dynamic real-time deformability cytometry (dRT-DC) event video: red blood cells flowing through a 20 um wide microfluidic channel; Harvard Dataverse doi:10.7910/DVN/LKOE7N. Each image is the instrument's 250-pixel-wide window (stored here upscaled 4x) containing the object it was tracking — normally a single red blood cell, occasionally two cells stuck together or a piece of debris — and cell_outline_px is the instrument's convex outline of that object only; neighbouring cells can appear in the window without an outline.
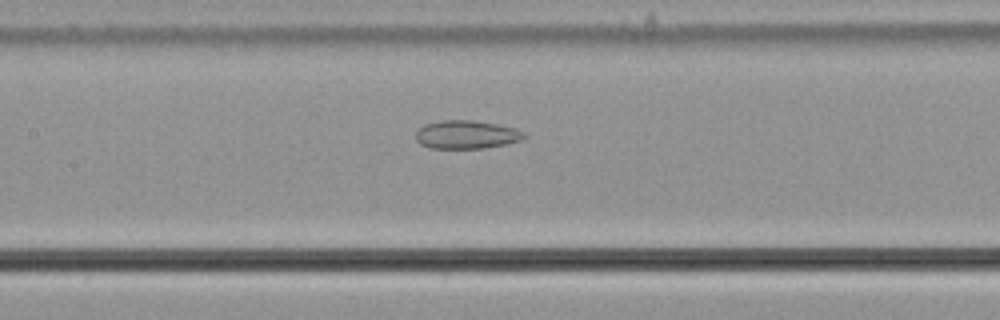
{"species": "common noctule bat (a hibernating species)", "species_latin": "Nyctalus noctula", "temperature_condition": "cold", "stored_images_in_passage": 45, "camera_frame_rate_fps": 3000, "um_per_image_px": 0.085, "animal": {"sex": "male", "body_mass_g": 21.5, "forearm_length_mm": 52.0}, "frame": {"image": 1, "passage_image": 20, "time_ms": 6.333, "image_size_px": [1000, 320], "cell_outline_px": [[528, 136], [524, 140], [484, 148], [432, 148], [420, 144], [416, 140], [416, 132], [424, 124], [440, 120], [472, 120], [496, 124], [516, 128], [524, 132]], "centroid_in_image_um": [39.67, 11.43], "position_along_channel_um": 167.7, "area_um2": 17.98}}
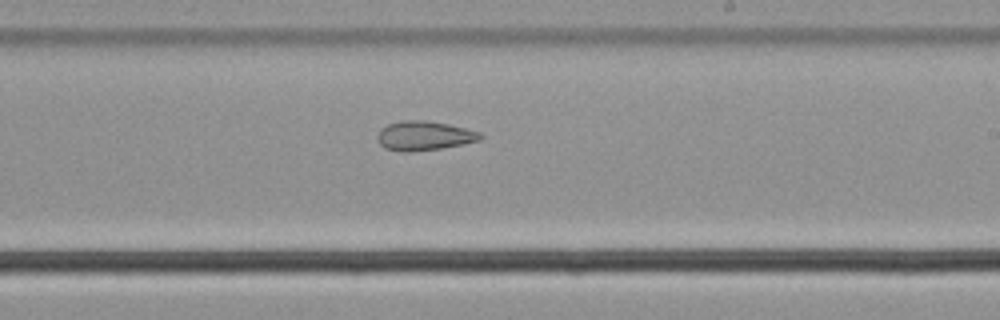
{"frame": {"image": 2, "passage_image": 27, "time_ms": 8.667, "image_size_px": [1000, 320], "cell_outline_px": [[484, 136], [480, 140], [464, 144], [440, 148], [408, 152], [404, 152], [384, 148], [376, 140], [376, 136], [380, 128], [388, 124], [404, 120], [424, 120], [448, 124], [480, 132]], "centroid_in_image_um": [36.02, 11.54], "position_along_channel_um": 253.0, "area_um2": 17.63}}
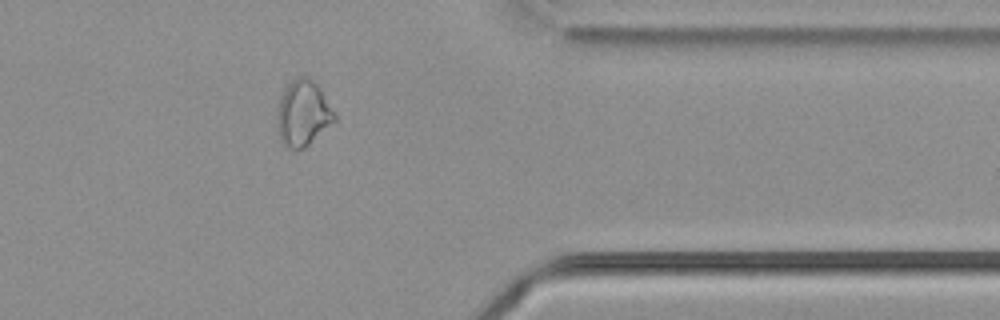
{"frame": {"image": 3, "passage_image": 39, "time_ms": 12.667, "image_size_px": [1000, 320], "cell_outline_px": [[336, 120], [304, 148], [296, 152], [284, 148], [280, 140], [276, 124], [276, 116], [280, 96], [284, 88], [296, 76], [308, 76], [320, 88], [336, 112]], "centroid_in_image_um": [25.73, 9.65], "position_along_channel_um": 385.7, "area_um2": 22.54}}